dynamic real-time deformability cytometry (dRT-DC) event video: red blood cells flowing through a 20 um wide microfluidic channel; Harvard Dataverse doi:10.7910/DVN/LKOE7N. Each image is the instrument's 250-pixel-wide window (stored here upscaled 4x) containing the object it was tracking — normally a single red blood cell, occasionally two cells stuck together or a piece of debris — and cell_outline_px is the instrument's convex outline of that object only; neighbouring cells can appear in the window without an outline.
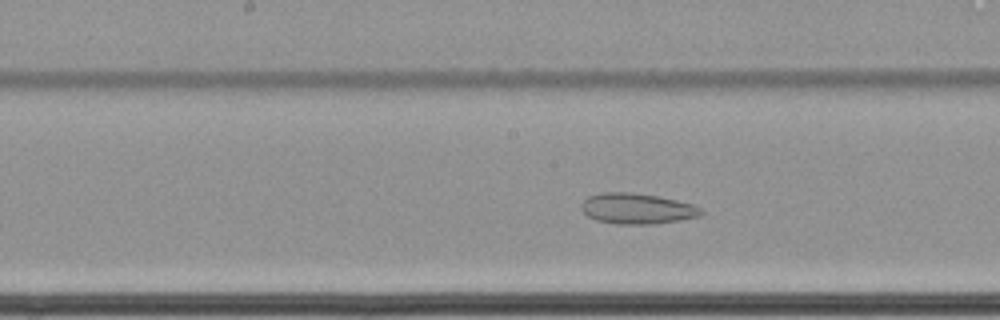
{"species": "common noctule bat (a hibernating species)", "species_latin": "Nyctalus noctula", "temperature_condition": "cold", "stored_images_in_passage": 63, "camera_frame_rate_fps": 3000, "um_per_image_px": 0.085, "animal": {"sex": "female", "body_mass_g": 22.7, "forearm_length_mm": 54.2}, "frame": {"image": 1, "passage_image": 34, "time_ms": 11.0, "image_size_px": [1000, 320], "cell_outline_px": [[704, 212], [700, 216], [680, 220], [656, 224], [616, 224], [596, 220], [588, 216], [580, 208], [580, 204], [588, 196], [604, 192], [632, 192], [656, 196], [676, 200], [692, 204], [704, 208]], "centroid_in_image_um": [54.16, 17.73], "position_along_channel_um": 194.0, "area_um2": 21.56}}
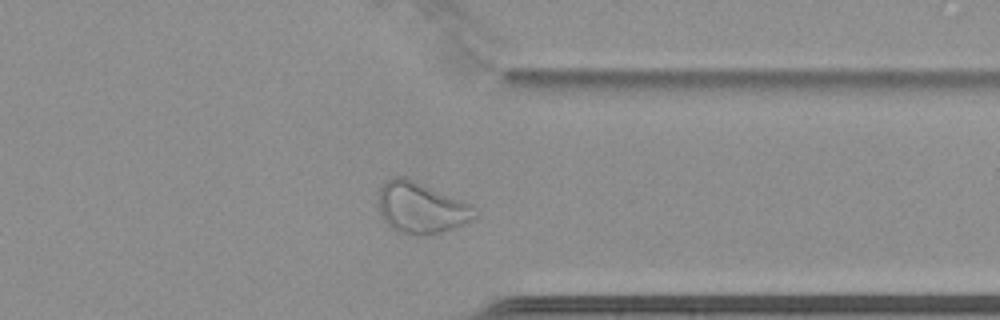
{"frame": {"image": 2, "passage_image": 50, "time_ms": 16.333, "image_size_px": [1000, 320], "cell_outline_px": [[476, 216], [464, 224], [440, 232], [424, 236], [408, 236], [396, 232], [384, 220], [380, 212], [380, 188], [392, 176], [408, 176], [472, 204], [476, 208]], "centroid_in_image_um": [35.81, 17.66], "position_along_channel_um": 375.6, "area_um2": 29.13}}
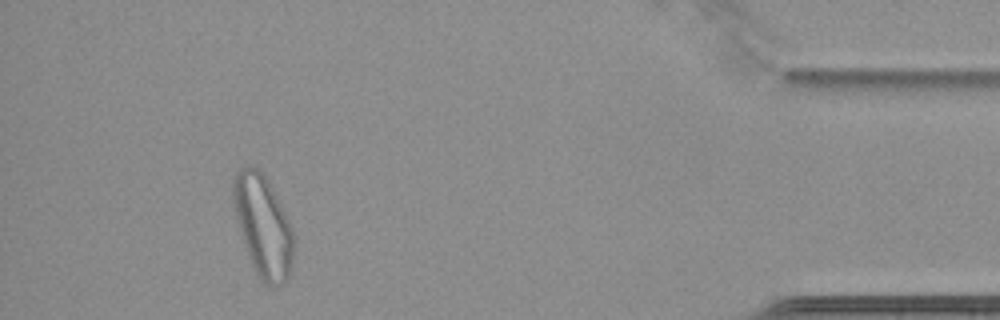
{"frame": {"image": 3, "passage_image": 58, "time_ms": 19.0, "image_size_px": [1000, 320], "cell_outline_px": [[292, 268], [288, 276], [280, 284], [264, 284], [260, 280], [252, 264], [244, 244], [236, 216], [232, 196], [232, 180], [236, 172], [240, 168], [256, 168], [268, 180], [284, 212], [292, 232]], "centroid_in_image_um": [22.33, 19.2], "position_along_channel_um": 412.9, "area_um2": 34.68}}